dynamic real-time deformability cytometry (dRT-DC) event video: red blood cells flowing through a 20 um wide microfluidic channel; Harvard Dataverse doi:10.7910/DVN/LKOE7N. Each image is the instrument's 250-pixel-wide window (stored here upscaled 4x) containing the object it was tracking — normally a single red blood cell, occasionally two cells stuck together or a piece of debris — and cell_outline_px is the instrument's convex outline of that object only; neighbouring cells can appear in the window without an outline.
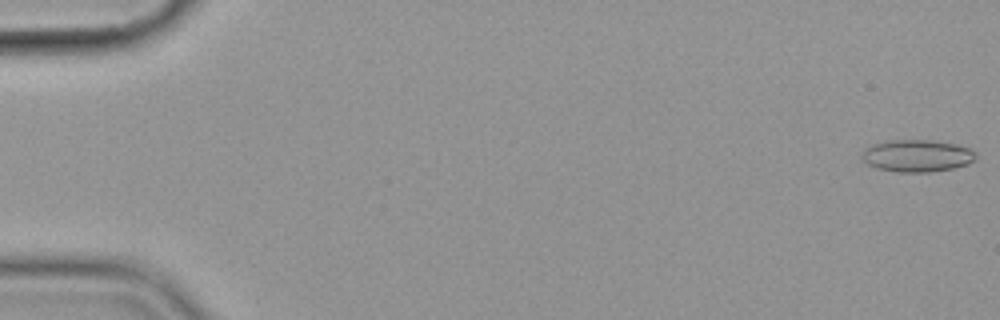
{"species": "common noctule bat (a hibernating species)", "species_latin": "Nyctalus noctula", "temperature_condition": "cold", "stored_images_in_passage": 6, "camera_frame_rate_fps": 3000, "um_per_image_px": 0.085, "animal": {"sex": "female", "body_mass_g": 19.9}, "frame": {"image": 1, "passage_image": 1, "time_ms": 0.0, "image_size_px": [1000, 320], "cell_outline_px": [[976, 160], [968, 164], [952, 168], [928, 172], [896, 172], [876, 168], [868, 164], [860, 156], [864, 148], [872, 144], [888, 140], [928, 140], [952, 144], [972, 148], [976, 152]], "centroid_in_image_um": [77.93, 13.24], "position_along_channel_um": 7.1, "area_um2": 21.44}}